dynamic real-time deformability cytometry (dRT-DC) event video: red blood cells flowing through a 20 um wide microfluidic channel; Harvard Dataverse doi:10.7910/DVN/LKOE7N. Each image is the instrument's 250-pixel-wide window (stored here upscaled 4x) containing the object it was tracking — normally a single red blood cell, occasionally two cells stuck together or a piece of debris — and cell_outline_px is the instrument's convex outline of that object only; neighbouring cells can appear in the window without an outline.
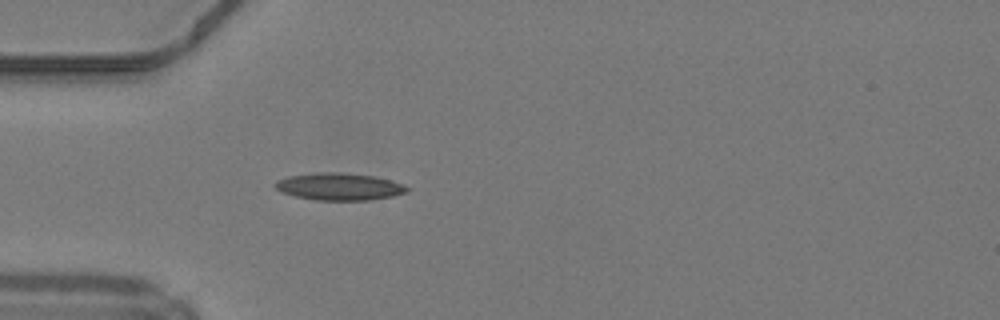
{"species": "common noctule bat (a hibernating species)", "species_latin": "Nyctalus noctula", "temperature_condition": "warm", "stored_images_in_passage": 32, "camera_frame_rate_fps": 3000, "um_per_image_px": 0.085, "animal": {"sex": "male", "body_mass_g": 19.2, "forearm_length_mm": 51.8}, "frame": {"image": 1, "passage_image": 1, "time_ms": 0.0, "image_size_px": [1000, 320], "cell_outline_px": [[408, 192], [392, 196], [368, 200], [316, 200], [296, 196], [280, 192], [272, 184], [276, 180], [288, 176], [320, 172], [340, 172], [372, 176], [404, 184], [408, 188]], "centroid_in_image_um": [28.79, 15.86], "position_along_channel_um": 56.2, "area_um2": 20.81}}
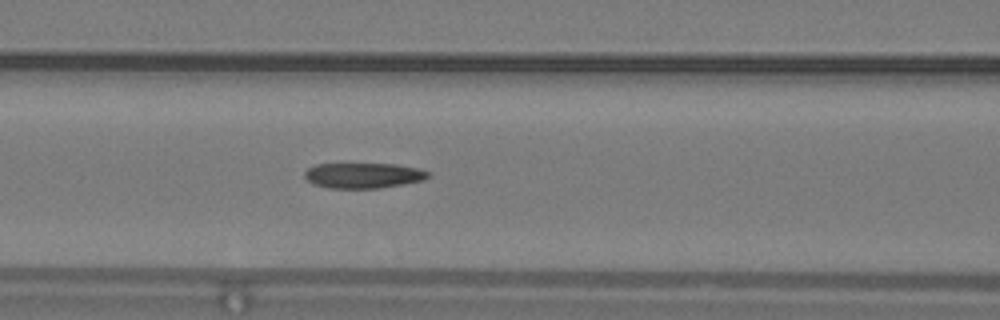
{"frame": {"image": 2, "passage_image": 7, "time_ms": 2.0, "image_size_px": [1000, 320], "cell_outline_px": [[432, 176], [424, 180], [404, 184], [376, 188], [328, 188], [312, 184], [304, 176], [304, 172], [308, 168], [316, 164], [396, 164], [416, 168], [432, 172]], "centroid_in_image_um": [30.91, 14.91], "position_along_channel_um": 135.7, "area_um2": 18.38}}
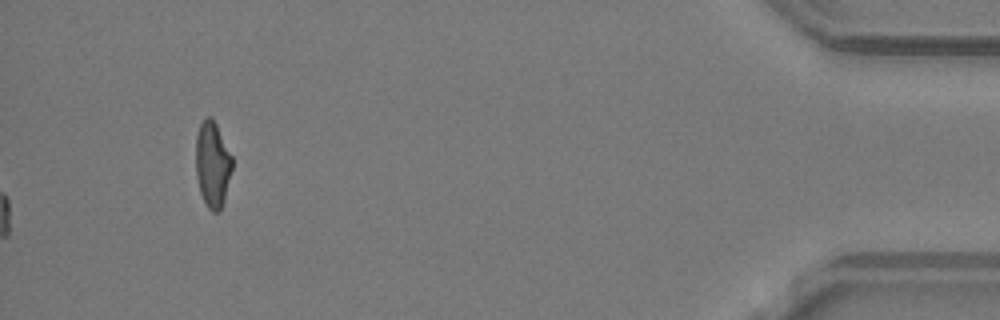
{"frame": {"image": 3, "passage_image": 32, "time_ms": 10.333, "image_size_px": [1000, 320], "cell_outline_px": [[232, 168], [224, 200], [220, 212], [212, 212], [208, 208], [200, 192], [196, 176], [196, 136], [200, 124], [208, 116], [212, 116], [232, 156]], "centroid_in_image_um": [18.06, 13.98], "position_along_channel_um": 417.1, "area_um2": 18.09}, "authors_computed_cell_mechanics": {"area_um2": 18.6694, "velocity_mm_per_s": 4.2501, "shape_relaxation_time_tau1_ms": 9.5163, "shape_relaxation_time_tau2_ms": 2.3748, "deformation_change_tau1": 0.2411, "deformation_change_tau2": 0.1162}}